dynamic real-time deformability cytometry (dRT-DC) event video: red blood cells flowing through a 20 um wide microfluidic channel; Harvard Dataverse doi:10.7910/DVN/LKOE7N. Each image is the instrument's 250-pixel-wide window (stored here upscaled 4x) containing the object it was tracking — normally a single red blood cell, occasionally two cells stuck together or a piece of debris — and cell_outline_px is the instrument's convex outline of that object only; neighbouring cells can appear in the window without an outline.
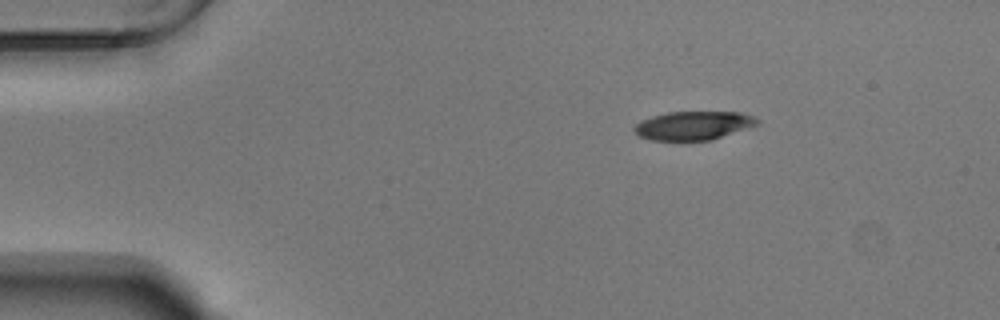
{"species": "Egyptian fruit bat (a non-hibernating species)", "species_latin": "Rousettus aegyptiacus", "temperature_condition": "warm", "stored_images_in_passage": 47, "camera_frame_rate_fps": 3000, "um_per_image_px": 0.085, "animal": {"sex": "male"}, "frame": {"image": 1, "passage_image": 1, "time_ms": 0.0, "image_size_px": [1000, 320], "cell_outline_px": [[760, 124], [712, 140], [688, 144], [684, 144], [648, 140], [640, 136], [632, 128], [640, 120], [652, 116], [668, 112], [740, 112], [756, 116], [760, 120]], "centroid_in_image_um": [58.93, 10.73], "position_along_channel_um": 26.1, "area_um2": 21.68}}
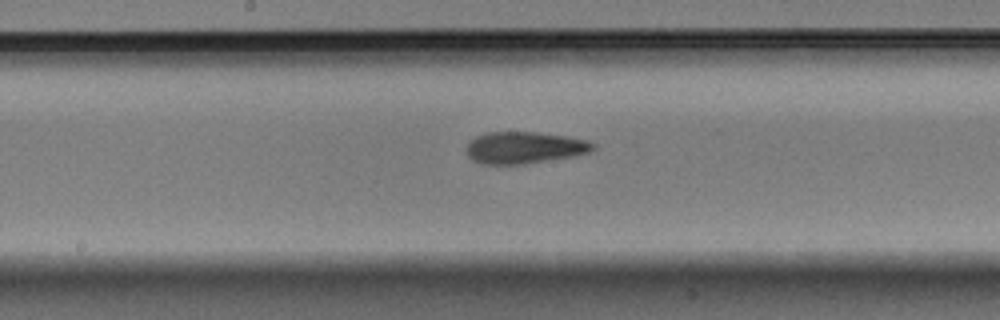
{"frame": {"image": 2, "passage_image": 21, "time_ms": 6.667, "image_size_px": [1000, 320], "cell_outline_px": [[596, 148], [588, 152], [572, 156], [524, 164], [480, 164], [472, 160], [468, 156], [468, 144], [476, 136], [488, 132], [536, 132], [564, 136], [588, 140], [596, 144]], "centroid_in_image_um": [44.58, 12.55], "position_along_channel_um": 203.6, "area_um2": 23.29}}
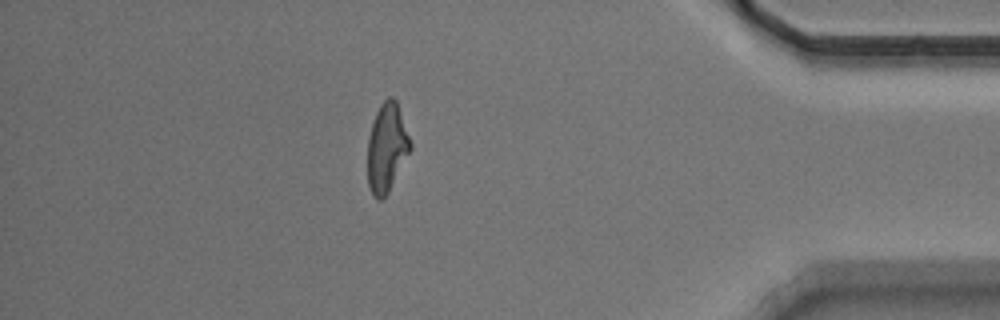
{"frame": {"image": 3, "passage_image": 40, "time_ms": 13.0, "image_size_px": [1000, 320], "cell_outline_px": [[412, 148], [388, 192], [380, 200], [376, 200], [368, 184], [368, 136], [376, 112], [380, 104], [388, 96], [392, 96], [396, 100], [412, 144]], "centroid_in_image_um": [32.88, 12.53], "position_along_channel_um": 402.3, "area_um2": 21.91}, "authors_computed_cell_mechanics": {"area_um2": 22.5998, "velocity_mm_per_s": 3.7302, "shape_relaxation_time_tau1_ms": 4.1484, "shape_relaxation_time_tau2_ms": 2.3815, "deformation_change_tau1": 0.1986, "deformation_change_tau2": 0.1179}}